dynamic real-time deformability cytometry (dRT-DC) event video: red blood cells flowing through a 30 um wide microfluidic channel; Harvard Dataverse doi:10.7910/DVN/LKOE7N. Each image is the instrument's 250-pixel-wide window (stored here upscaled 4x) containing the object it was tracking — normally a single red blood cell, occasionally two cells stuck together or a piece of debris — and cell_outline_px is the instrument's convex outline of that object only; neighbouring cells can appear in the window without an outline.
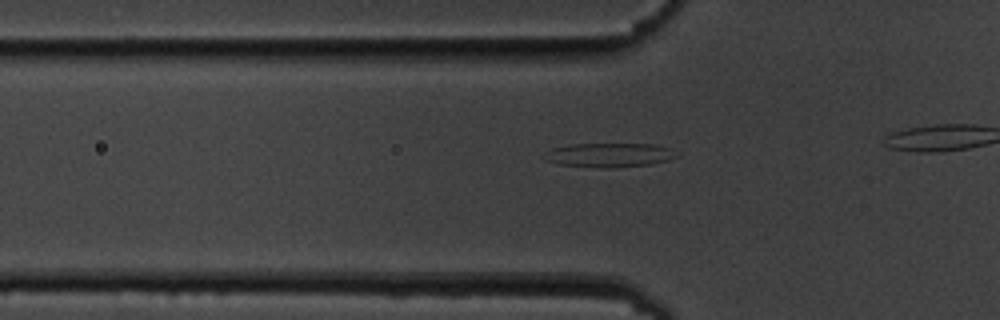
{"species": "common noctule bat (a hibernating species)", "species_latin": "Nyctalus noctula", "temperature_condition": "cold", "stored_images_in_passage": 9, "camera_frame_rate_fps": 3000, "um_per_image_px": 0.085, "animal": {"sex": "male", "body_mass_g": 19.5, "forearm_length_mm": 54.6}, "frame": {"image": 1, "passage_image": 7, "time_ms": 7.667, "image_size_px": [1000, 320], "cell_outline_px": [[680, 156], [668, 160], [652, 164], [608, 168], [596, 168], [560, 164], [544, 160], [540, 156], [544, 152], [552, 148], [568, 144], [656, 144], [680, 152]], "centroid_in_image_um": [51.77, 13.18], "position_along_channel_um": 74.0, "area_um2": 19.02}}